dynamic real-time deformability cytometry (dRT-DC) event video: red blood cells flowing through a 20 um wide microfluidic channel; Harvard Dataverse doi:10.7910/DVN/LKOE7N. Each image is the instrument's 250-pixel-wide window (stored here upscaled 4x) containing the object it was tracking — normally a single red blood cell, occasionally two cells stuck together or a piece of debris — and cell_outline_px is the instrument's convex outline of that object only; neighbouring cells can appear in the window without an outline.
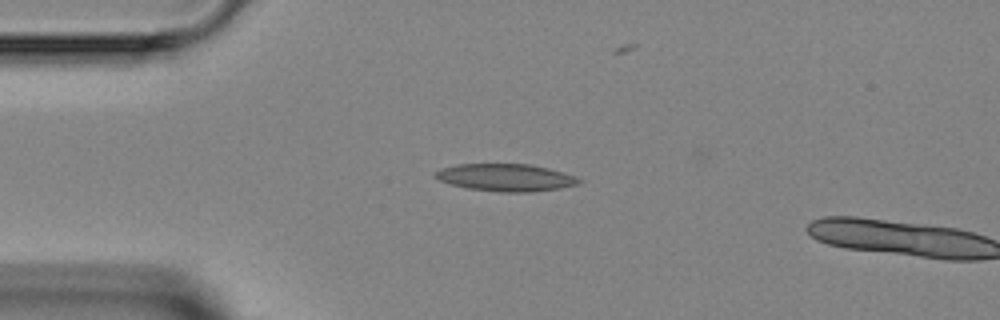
{"species": "Egyptian fruit bat (a non-hibernating species)", "species_latin": "Rousettus aegyptiacus", "temperature_condition": "room temperature", "stored_images_in_passage": 4, "camera_frame_rate_fps": 3000, "um_per_image_px": 0.085, "animal": {"sex": "female"}, "frame": {"image": 1, "passage_image": 3, "time_ms": 2.333, "image_size_px": [1000, 320], "cell_outline_px": [[584, 180], [580, 184], [560, 188], [532, 192], [496, 192], [468, 188], [452, 184], [440, 180], [432, 176], [432, 172], [440, 168], [456, 164], [532, 164], [548, 168], [576, 176]], "centroid_in_image_um": [42.99, 15.08], "position_along_channel_um": 42.0, "area_um2": 23.18}}